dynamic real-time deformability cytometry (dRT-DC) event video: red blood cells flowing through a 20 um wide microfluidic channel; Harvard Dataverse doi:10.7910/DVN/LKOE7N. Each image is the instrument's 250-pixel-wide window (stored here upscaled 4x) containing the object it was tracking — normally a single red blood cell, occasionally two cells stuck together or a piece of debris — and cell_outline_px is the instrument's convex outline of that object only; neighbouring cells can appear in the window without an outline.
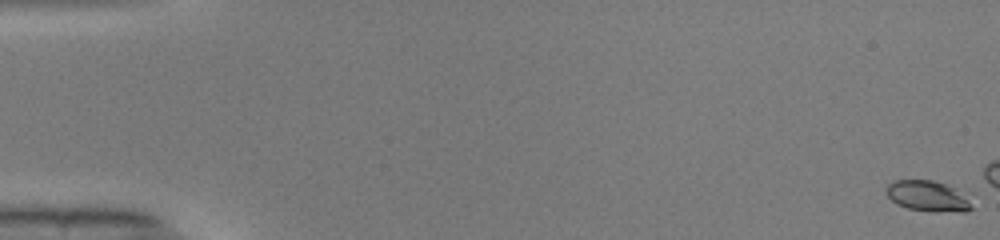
{"species": "common noctule bat (a hibernating species)", "species_latin": "Nyctalus noctula", "temperature_condition": "warm", "stored_images_in_passage": 13, "camera_frame_rate_fps": 3000, "um_per_image_px": 0.085, "animal": {"sex": "male", "body_mass_g": 19.0, "forearm_length_mm": 50.8}, "frame": {"image": 1, "passage_image": 1, "time_ms": 0.0, "image_size_px": [1000, 240], "cell_outline_px": [[972, 208], [964, 212], [932, 212], [908, 208], [896, 204], [884, 192], [888, 184], [896, 180], [932, 180], [956, 188]], "centroid_in_image_um": [78.78, 16.67], "position_along_channel_um": 6.2, "area_um2": 15.03}}